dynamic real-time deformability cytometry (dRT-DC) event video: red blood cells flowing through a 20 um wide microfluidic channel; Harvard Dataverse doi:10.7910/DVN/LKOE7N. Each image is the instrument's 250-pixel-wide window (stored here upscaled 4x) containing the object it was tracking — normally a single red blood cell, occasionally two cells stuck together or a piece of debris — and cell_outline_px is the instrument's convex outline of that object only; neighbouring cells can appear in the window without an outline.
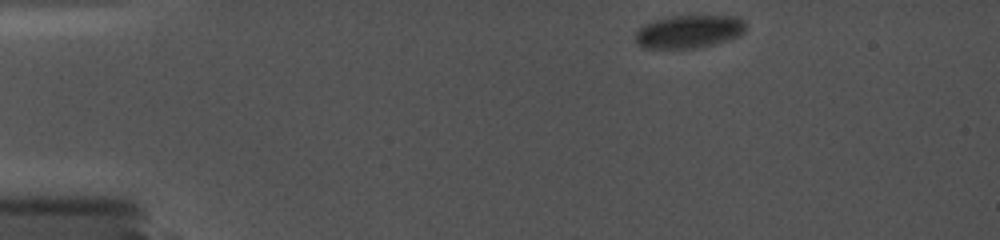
{"species": "common noctule bat (a hibernating species)", "species_latin": "Nyctalus noctula", "temperature_condition": "cold", "stored_images_in_passage": 25, "camera_frame_rate_fps": 5000, "um_per_image_px": 0.085, "animal": {"sex": "female", "body_mass_g": 19.0, "forearm_length_mm": 56.7}, "frame": {"image": 1, "passage_image": 1, "time_ms": 0.0, "image_size_px": [1000, 240], "cell_outline_px": [[744, 28], [740, 32], [732, 36], [712, 44], [692, 48], [648, 48], [640, 44], [636, 40], [636, 32], [640, 28], [656, 20], [668, 16], [732, 16], [740, 20], [744, 24]], "centroid_in_image_um": [58.47, 2.67], "position_along_channel_um": 26.5, "area_um2": 20.11}}